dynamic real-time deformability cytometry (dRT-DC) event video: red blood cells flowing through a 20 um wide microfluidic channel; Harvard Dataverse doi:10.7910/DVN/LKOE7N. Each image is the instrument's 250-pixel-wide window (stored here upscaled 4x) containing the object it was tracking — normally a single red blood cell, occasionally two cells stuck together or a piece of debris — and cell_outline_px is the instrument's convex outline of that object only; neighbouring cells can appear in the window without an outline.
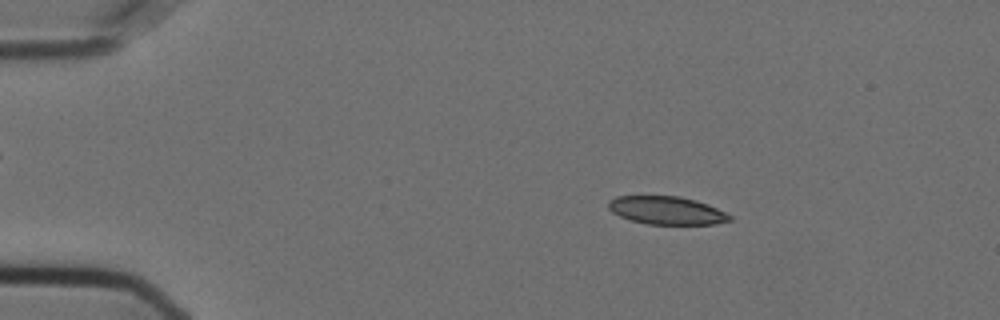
{"species": "Egyptian fruit bat (a non-hibernating species)", "species_latin": "Rousettus aegyptiacus", "temperature_condition": "cold", "stored_images_in_passage": 55, "camera_frame_rate_fps": 3000, "um_per_image_px": 0.085, "animal": {"sex": "female"}, "frame": {"image": 1, "passage_image": 9, "time_ms": 2.667, "image_size_px": [1000, 320], "cell_outline_px": [[732, 220], [716, 224], [648, 224], [632, 220], [620, 216], [612, 212], [608, 208], [608, 200], [616, 196], [680, 196], [696, 200], [708, 204], [732, 216]], "centroid_in_image_um": [56.66, 17.88], "position_along_channel_um": 28.3, "area_um2": 19.83}}
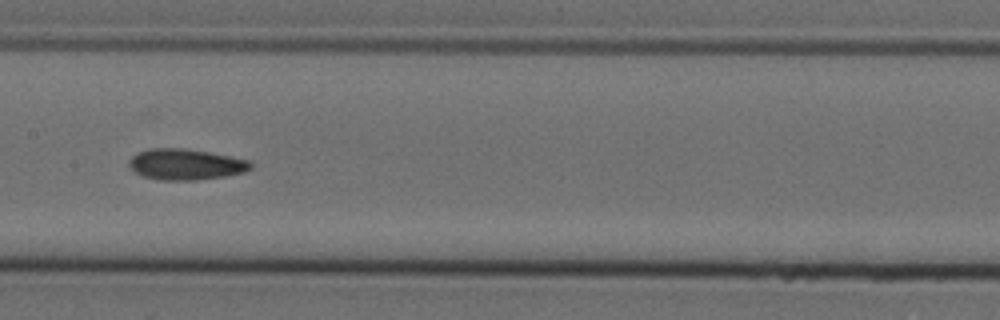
{"frame": {"image": 2, "passage_image": 28, "time_ms": 9.0, "image_size_px": [1000, 320], "cell_outline_px": [[252, 168], [244, 172], [224, 176], [196, 180], [160, 180], [144, 176], [136, 172], [128, 164], [128, 160], [132, 156], [140, 152], [152, 148], [184, 148], [208, 152], [248, 160], [252, 164]], "centroid_in_image_um": [15.78, 13.97], "position_along_channel_um": 191.6, "area_um2": 21.68}}
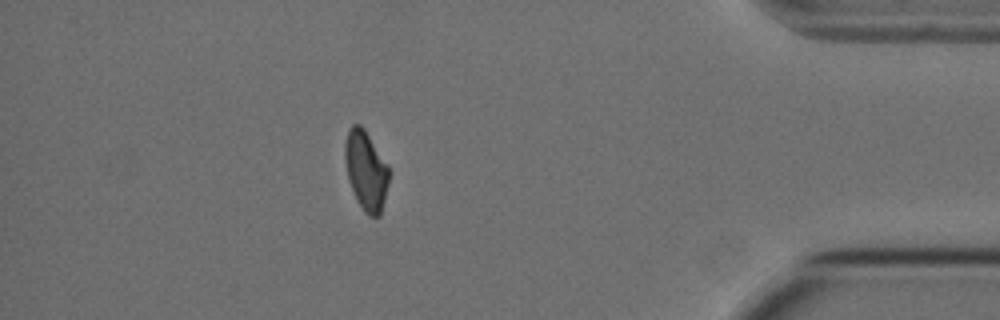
{"frame": {"image": 3, "passage_image": 49, "time_ms": 16.0, "image_size_px": [1000, 320], "cell_outline_px": [[388, 184], [380, 216], [368, 216], [364, 212], [356, 200], [348, 180], [344, 160], [344, 144], [348, 128], [352, 124], [360, 124], [364, 128], [388, 164]], "centroid_in_image_um": [31.08, 14.47], "position_along_channel_um": 404.1, "area_um2": 20.58}, "authors_computed_cell_mechanics": {"area_um2": 21.1548, "velocity_mm_per_s": 3.6119, "shape_relaxation_time_tau1_ms": null, "shape_relaxation_time_tau2_ms": 4.2626, "deformation_change_tau1": null, "deformation_change_tau2": 0.094}}